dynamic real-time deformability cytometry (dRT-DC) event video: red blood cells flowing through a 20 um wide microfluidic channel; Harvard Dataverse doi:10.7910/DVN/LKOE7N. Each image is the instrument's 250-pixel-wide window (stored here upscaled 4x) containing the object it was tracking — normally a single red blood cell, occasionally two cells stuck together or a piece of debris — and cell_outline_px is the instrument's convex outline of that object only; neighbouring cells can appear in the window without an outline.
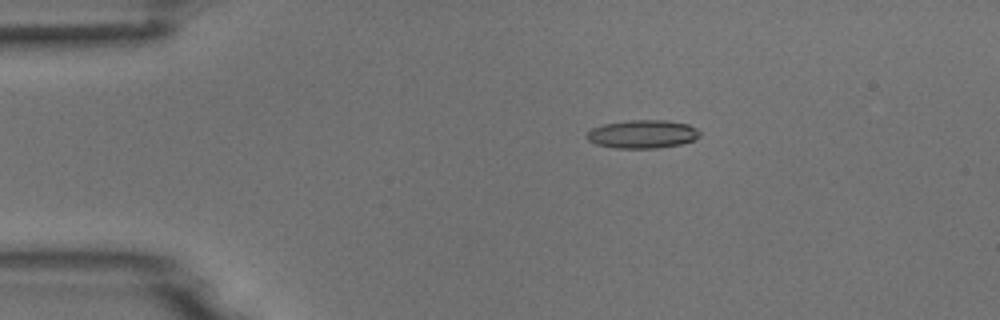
{"species": "common noctule bat (a hibernating species)", "species_latin": "Nyctalus noctula", "temperature_condition": "room temperature", "stored_images_in_passage": 5, "camera_frame_rate_fps": 3000, "um_per_image_px": 0.085, "animal": {"sex": "male", "body_mass_g": 18.8}, "frame": {"image": 1, "passage_image": 3, "time_ms": 2.333, "image_size_px": [1000, 320], "cell_outline_px": [[700, 136], [692, 140], [680, 144], [656, 148], [616, 148], [596, 144], [588, 140], [584, 136], [592, 128], [604, 124], [628, 120], [664, 120], [688, 124], [696, 128], [700, 132]], "centroid_in_image_um": [54.59, 11.39], "position_along_channel_um": 30.4, "area_um2": 18.55}}
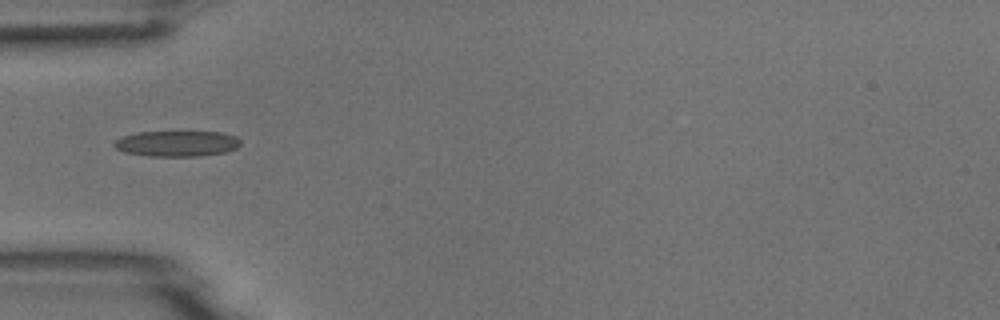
{"frame": {"image": 2, "passage_image": 5, "time_ms": 4.667, "image_size_px": [1000, 320], "cell_outline_px": [[240, 144], [236, 148], [228, 152], [200, 156], [148, 156], [124, 152], [116, 148], [112, 144], [116, 140], [124, 136], [136, 132], [224, 132], [236, 136], [240, 140]], "centroid_in_image_um": [15.06, 12.2], "position_along_channel_um": 69.9, "area_um2": 19.02}}